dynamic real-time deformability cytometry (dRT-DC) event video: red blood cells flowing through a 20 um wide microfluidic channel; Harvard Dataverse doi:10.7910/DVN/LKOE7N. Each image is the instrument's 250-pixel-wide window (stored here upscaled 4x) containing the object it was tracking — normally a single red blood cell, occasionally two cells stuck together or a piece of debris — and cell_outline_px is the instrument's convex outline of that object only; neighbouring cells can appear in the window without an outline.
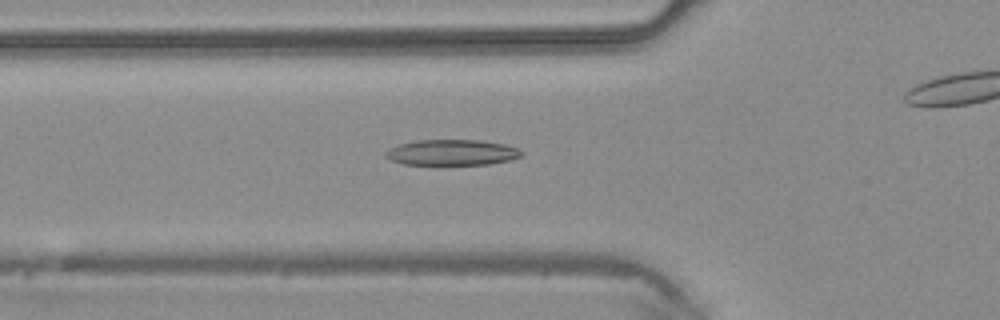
{"species": "common noctule bat (a hibernating species)", "species_latin": "Nyctalus noctula", "temperature_condition": "warm", "stored_images_in_passage": 36, "camera_frame_rate_fps": 3000, "um_per_image_px": 0.085, "animal": {"sex": "male", "body_mass_g": 20.4}, "frame": {"image": 1, "passage_image": 13, "time_ms": 4.0, "image_size_px": [1000, 320], "cell_outline_px": [[524, 152], [520, 156], [512, 160], [488, 164], [440, 168], [404, 164], [392, 160], [384, 156], [384, 152], [388, 148], [400, 144], [416, 140], [484, 140], [504, 144], [516, 148]], "centroid_in_image_um": [38.37, 13.01], "position_along_channel_um": 87.4, "area_um2": 21.56}}
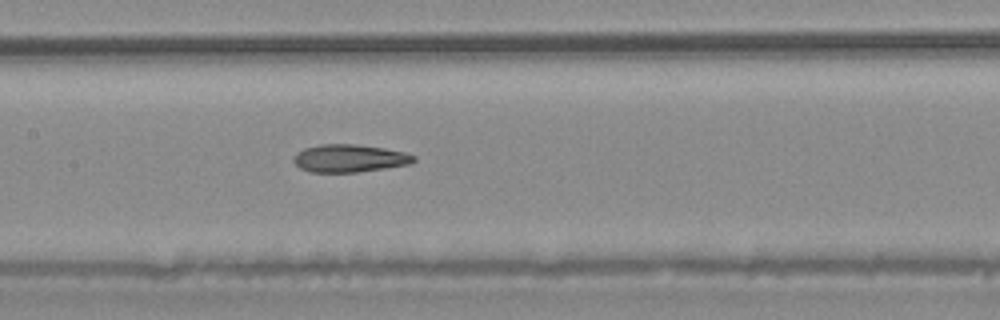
{"frame": {"image": 2, "passage_image": 19, "time_ms": 6.0, "image_size_px": [1000, 320], "cell_outline_px": [[416, 160], [408, 164], [384, 168], [356, 172], [308, 172], [300, 168], [292, 160], [292, 156], [296, 152], [304, 148], [320, 144], [356, 144], [384, 148], [404, 152], [416, 156]], "centroid_in_image_um": [29.65, 13.45], "position_along_channel_um": 177.7, "area_um2": 19.48}}
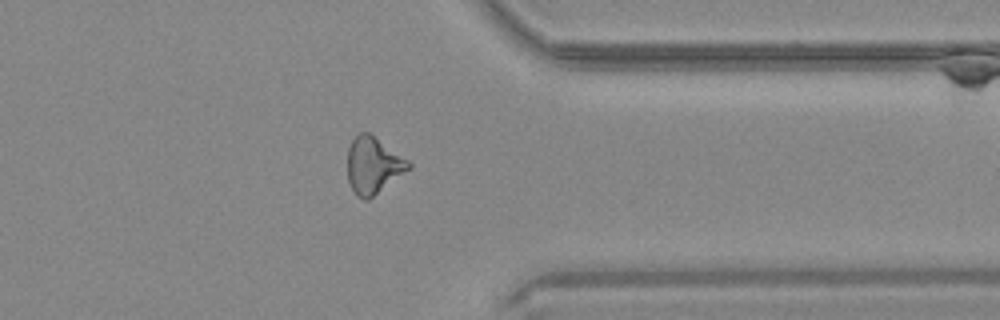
{"frame": {"image": 3, "passage_image": 33, "time_ms": 10.667, "image_size_px": [1000, 320], "cell_outline_px": [[412, 168], [368, 200], [364, 200], [356, 196], [348, 180], [348, 148], [352, 140], [360, 132], [368, 132], [408, 160], [412, 164]], "centroid_in_image_um": [31.73, 14.08], "position_along_channel_um": 379.7, "area_um2": 20.06}}